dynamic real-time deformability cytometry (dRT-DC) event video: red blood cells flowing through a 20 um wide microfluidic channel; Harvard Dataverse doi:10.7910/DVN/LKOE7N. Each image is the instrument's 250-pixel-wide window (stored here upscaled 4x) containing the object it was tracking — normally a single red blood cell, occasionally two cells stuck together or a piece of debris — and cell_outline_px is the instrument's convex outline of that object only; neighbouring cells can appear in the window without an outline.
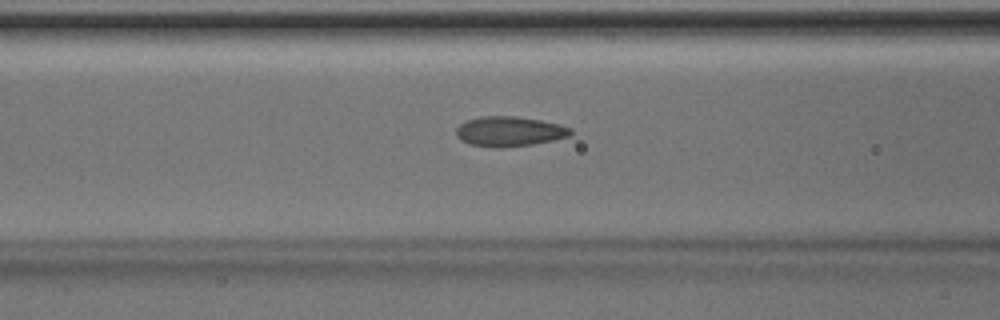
{"species": "Egyptian fruit bat (a non-hibernating species)", "species_latin": "Rousettus aegyptiacus", "temperature_condition": "room temperature", "stored_images_in_passage": 48, "camera_frame_rate_fps": 3000, "um_per_image_px": 0.085, "animal": {"sex": "male"}, "frame": {"image": 1, "passage_image": 20, "time_ms": 6.333, "image_size_px": [1000, 320], "cell_outline_px": [[572, 132], [568, 136], [552, 140], [532, 144], [504, 148], [492, 148], [468, 144], [460, 140], [456, 136], [456, 128], [460, 124], [468, 120], [480, 116], [516, 116], [540, 120], [560, 124], [572, 128]], "centroid_in_image_um": [43.26, 11.18], "position_along_channel_um": 123.3, "area_um2": 20.11}}
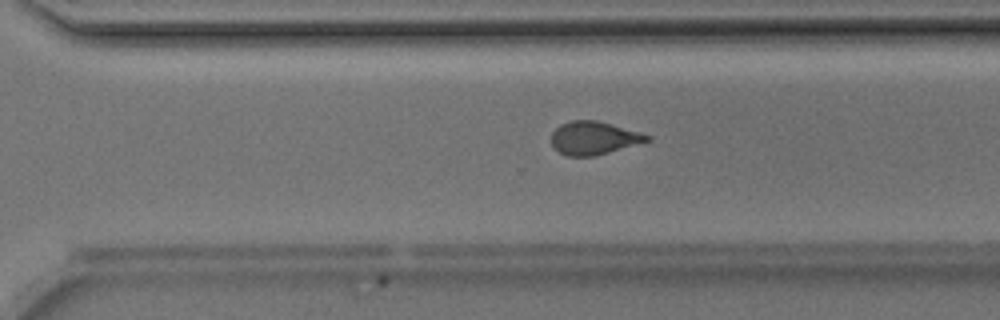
{"frame": {"image": 2, "passage_image": 34, "time_ms": 11.0, "image_size_px": [1000, 320], "cell_outline_px": [[652, 140], [596, 156], [568, 156], [552, 148], [552, 132], [560, 124], [572, 120], [596, 120], [640, 132], [652, 136]], "centroid_in_image_um": [50.48, 11.74], "position_along_channel_um": 320.1, "area_um2": 18.55}}
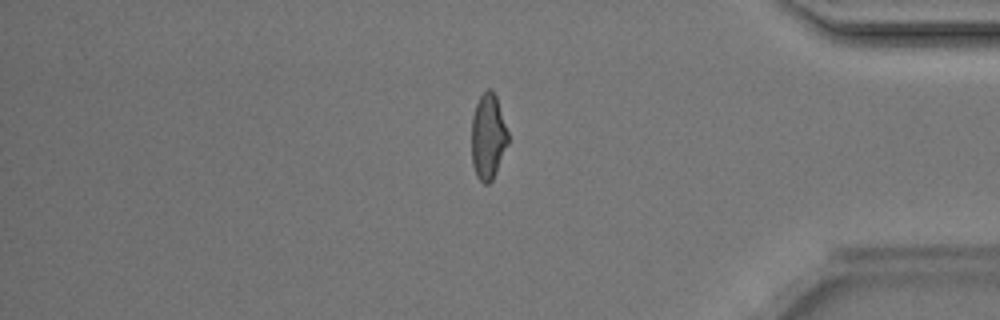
{"frame": {"image": 3, "passage_image": 41, "time_ms": 13.333, "image_size_px": [1000, 320], "cell_outline_px": [[508, 144], [492, 180], [488, 184], [484, 184], [476, 176], [472, 164], [472, 116], [476, 104], [480, 96], [488, 88], [492, 88], [496, 96], [508, 132]], "centroid_in_image_um": [41.48, 11.61], "position_along_channel_um": 393.7, "area_um2": 18.15}, "authors_computed_cell_mechanics": {"area_um2": 19.5075, "velocity_mm_per_s": 4.225, "shape_relaxation_time_tau1_ms": 3.8253, "shape_relaxation_time_tau2_ms": 1.3282, "deformation_change_tau1": 0.1285, "deformation_change_tau2": 0.0723}}